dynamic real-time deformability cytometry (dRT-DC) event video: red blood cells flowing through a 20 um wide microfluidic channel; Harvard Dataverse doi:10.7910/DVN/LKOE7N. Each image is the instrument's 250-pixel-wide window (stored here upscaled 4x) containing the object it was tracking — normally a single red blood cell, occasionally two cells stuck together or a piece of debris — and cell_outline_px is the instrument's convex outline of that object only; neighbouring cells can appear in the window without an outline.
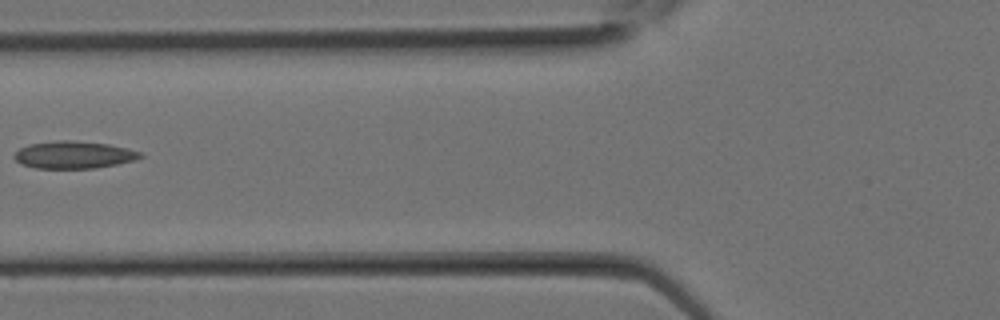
{"species": "Egyptian fruit bat (a non-hibernating species)", "species_latin": "Rousettus aegyptiacus", "temperature_condition": "room temperature", "stored_images_in_passage": 15, "camera_frame_rate_fps": 3000, "um_per_image_px": 0.085, "animal": {"sex": "female"}, "frame": {"image": 1, "passage_image": 11, "time_ms": 3.333, "image_size_px": [1000, 320], "cell_outline_px": [[144, 156], [136, 160], [96, 168], [36, 168], [20, 164], [12, 156], [20, 148], [28, 144], [56, 140], [72, 140], [108, 144], [128, 148], [140, 152]], "centroid_in_image_um": [6.26, 13.15], "position_along_channel_um": 119.5, "area_um2": 20.17}}
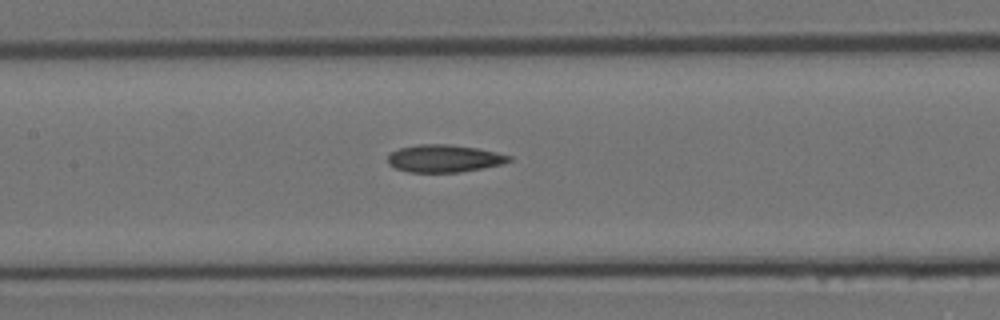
{"frame": {"image": 2, "passage_image": 13, "time_ms": 4.0, "image_size_px": [1000, 320], "cell_outline_px": [[512, 160], [500, 164], [484, 168], [460, 172], [408, 172], [396, 168], [388, 164], [388, 156], [392, 152], [400, 148], [420, 144], [452, 144], [476, 148], [496, 152], [512, 156]], "centroid_in_image_um": [37.76, 13.47], "position_along_channel_um": 169.6, "area_um2": 19.36}}
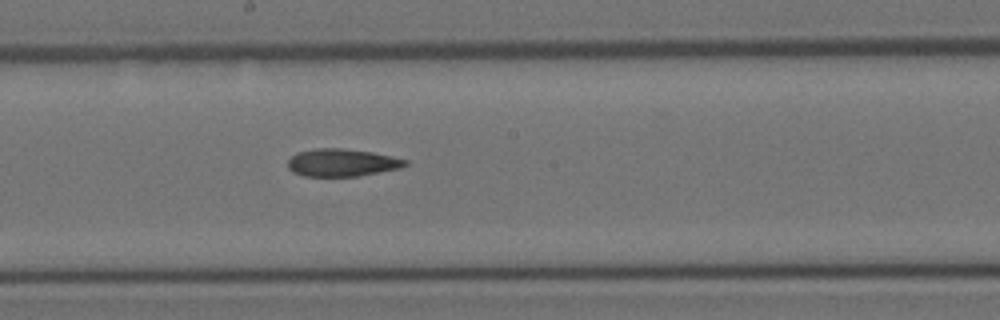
{"frame": {"image": 3, "passage_image": 15, "time_ms": 4.667, "image_size_px": [1000, 320], "cell_outline_px": [[408, 164], [400, 168], [356, 176], [304, 176], [292, 172], [288, 168], [288, 160], [296, 152], [316, 148], [344, 148], [372, 152], [392, 156], [408, 160]], "centroid_in_image_um": [29.05, 13.81], "position_along_channel_um": 219.2, "area_um2": 18.9}}